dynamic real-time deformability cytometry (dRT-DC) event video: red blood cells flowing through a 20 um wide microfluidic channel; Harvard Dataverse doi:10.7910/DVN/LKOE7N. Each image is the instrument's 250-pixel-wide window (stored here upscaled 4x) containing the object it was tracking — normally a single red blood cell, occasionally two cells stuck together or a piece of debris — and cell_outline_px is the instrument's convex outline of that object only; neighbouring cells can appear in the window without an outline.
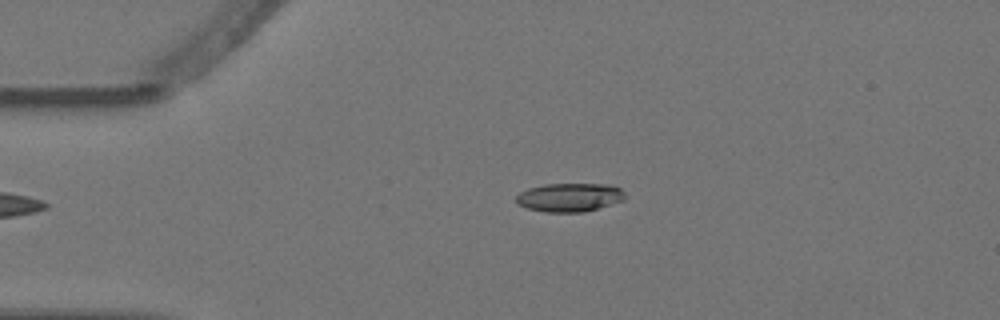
{"species": "Egyptian fruit bat (a non-hibernating species)", "species_latin": "Rousettus aegyptiacus", "temperature_condition": "warm", "stored_images_in_passage": 3, "camera_frame_rate_fps": 3000, "um_per_image_px": 0.085, "animal": {"sex": "female"}, "frame": {"image": 1, "passage_image": 2, "time_ms": 0.333, "image_size_px": [1000, 320], "cell_outline_px": [[624, 200], [584, 212], [544, 212], [528, 208], [516, 204], [516, 196], [520, 192], [528, 188], [544, 184], [612, 184], [620, 188], [624, 192]], "centroid_in_image_um": [48.4, 16.77], "position_along_channel_um": 36.6, "area_um2": 18.21}}